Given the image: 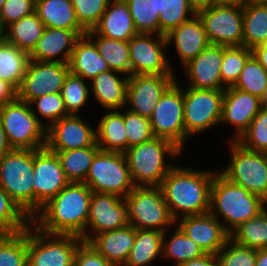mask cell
<instances>
[{"label":"cell","mask_w":267,"mask_h":266,"mask_svg":"<svg viewBox=\"0 0 267 266\" xmlns=\"http://www.w3.org/2000/svg\"><path fill=\"white\" fill-rule=\"evenodd\" d=\"M179 266H220L215 254L206 253L205 255L182 263Z\"/></svg>","instance_id":"obj_54"},{"label":"cell","mask_w":267,"mask_h":266,"mask_svg":"<svg viewBox=\"0 0 267 266\" xmlns=\"http://www.w3.org/2000/svg\"><path fill=\"white\" fill-rule=\"evenodd\" d=\"M246 3L267 4V0H246Z\"/></svg>","instance_id":"obj_60"},{"label":"cell","mask_w":267,"mask_h":266,"mask_svg":"<svg viewBox=\"0 0 267 266\" xmlns=\"http://www.w3.org/2000/svg\"><path fill=\"white\" fill-rule=\"evenodd\" d=\"M166 231L163 236V256L175 259V266L199 258L206 253L191 240L178 226L173 235L166 241Z\"/></svg>","instance_id":"obj_38"},{"label":"cell","mask_w":267,"mask_h":266,"mask_svg":"<svg viewBox=\"0 0 267 266\" xmlns=\"http://www.w3.org/2000/svg\"><path fill=\"white\" fill-rule=\"evenodd\" d=\"M177 80L164 92L150 116L154 137L173 142L181 150L188 136L184 127V92Z\"/></svg>","instance_id":"obj_12"},{"label":"cell","mask_w":267,"mask_h":266,"mask_svg":"<svg viewBox=\"0 0 267 266\" xmlns=\"http://www.w3.org/2000/svg\"><path fill=\"white\" fill-rule=\"evenodd\" d=\"M4 41V28L1 25L0 22V43Z\"/></svg>","instance_id":"obj_62"},{"label":"cell","mask_w":267,"mask_h":266,"mask_svg":"<svg viewBox=\"0 0 267 266\" xmlns=\"http://www.w3.org/2000/svg\"><path fill=\"white\" fill-rule=\"evenodd\" d=\"M252 55L267 70V40L253 48Z\"/></svg>","instance_id":"obj_55"},{"label":"cell","mask_w":267,"mask_h":266,"mask_svg":"<svg viewBox=\"0 0 267 266\" xmlns=\"http://www.w3.org/2000/svg\"><path fill=\"white\" fill-rule=\"evenodd\" d=\"M86 32V30L45 27L35 49L30 54V60L68 64L75 44ZM58 56H60L59 59Z\"/></svg>","instance_id":"obj_23"},{"label":"cell","mask_w":267,"mask_h":266,"mask_svg":"<svg viewBox=\"0 0 267 266\" xmlns=\"http://www.w3.org/2000/svg\"><path fill=\"white\" fill-rule=\"evenodd\" d=\"M124 123L127 135V149L154 137L148 117L127 110L126 112L124 111Z\"/></svg>","instance_id":"obj_50"},{"label":"cell","mask_w":267,"mask_h":266,"mask_svg":"<svg viewBox=\"0 0 267 266\" xmlns=\"http://www.w3.org/2000/svg\"><path fill=\"white\" fill-rule=\"evenodd\" d=\"M100 150L98 146L55 152L66 178L70 182H84L89 173L92 160Z\"/></svg>","instance_id":"obj_36"},{"label":"cell","mask_w":267,"mask_h":266,"mask_svg":"<svg viewBox=\"0 0 267 266\" xmlns=\"http://www.w3.org/2000/svg\"><path fill=\"white\" fill-rule=\"evenodd\" d=\"M44 29L45 26L42 20L34 12L6 27L4 29V40L30 55L41 38Z\"/></svg>","instance_id":"obj_31"},{"label":"cell","mask_w":267,"mask_h":266,"mask_svg":"<svg viewBox=\"0 0 267 266\" xmlns=\"http://www.w3.org/2000/svg\"><path fill=\"white\" fill-rule=\"evenodd\" d=\"M166 36L168 47L174 42L176 52L184 66L200 54L210 43L202 20L196 14L187 22L171 30Z\"/></svg>","instance_id":"obj_24"},{"label":"cell","mask_w":267,"mask_h":266,"mask_svg":"<svg viewBox=\"0 0 267 266\" xmlns=\"http://www.w3.org/2000/svg\"><path fill=\"white\" fill-rule=\"evenodd\" d=\"M230 239L251 249L267 248V207L234 230Z\"/></svg>","instance_id":"obj_37"},{"label":"cell","mask_w":267,"mask_h":266,"mask_svg":"<svg viewBox=\"0 0 267 266\" xmlns=\"http://www.w3.org/2000/svg\"><path fill=\"white\" fill-rule=\"evenodd\" d=\"M69 183L55 152L34 150L33 217Z\"/></svg>","instance_id":"obj_14"},{"label":"cell","mask_w":267,"mask_h":266,"mask_svg":"<svg viewBox=\"0 0 267 266\" xmlns=\"http://www.w3.org/2000/svg\"><path fill=\"white\" fill-rule=\"evenodd\" d=\"M182 150L170 140L153 137L125 152L135 186H160L174 164L165 163V155L178 156Z\"/></svg>","instance_id":"obj_4"},{"label":"cell","mask_w":267,"mask_h":266,"mask_svg":"<svg viewBox=\"0 0 267 266\" xmlns=\"http://www.w3.org/2000/svg\"><path fill=\"white\" fill-rule=\"evenodd\" d=\"M69 72V64L66 63L30 60L17 90V98L30 103L46 94L61 93Z\"/></svg>","instance_id":"obj_16"},{"label":"cell","mask_w":267,"mask_h":266,"mask_svg":"<svg viewBox=\"0 0 267 266\" xmlns=\"http://www.w3.org/2000/svg\"><path fill=\"white\" fill-rule=\"evenodd\" d=\"M176 81L174 75H131L127 88V110L150 118L164 92Z\"/></svg>","instance_id":"obj_19"},{"label":"cell","mask_w":267,"mask_h":266,"mask_svg":"<svg viewBox=\"0 0 267 266\" xmlns=\"http://www.w3.org/2000/svg\"><path fill=\"white\" fill-rule=\"evenodd\" d=\"M222 60L223 45L209 44L200 54L184 65L190 81L188 87L225 90L220 75Z\"/></svg>","instance_id":"obj_22"},{"label":"cell","mask_w":267,"mask_h":266,"mask_svg":"<svg viewBox=\"0 0 267 266\" xmlns=\"http://www.w3.org/2000/svg\"><path fill=\"white\" fill-rule=\"evenodd\" d=\"M68 64L70 72L84 80H92L101 72L110 70L95 42L87 34L82 35L75 44Z\"/></svg>","instance_id":"obj_28"},{"label":"cell","mask_w":267,"mask_h":266,"mask_svg":"<svg viewBox=\"0 0 267 266\" xmlns=\"http://www.w3.org/2000/svg\"><path fill=\"white\" fill-rule=\"evenodd\" d=\"M82 242L80 236L45 233L31 223L27 228V266H74Z\"/></svg>","instance_id":"obj_7"},{"label":"cell","mask_w":267,"mask_h":266,"mask_svg":"<svg viewBox=\"0 0 267 266\" xmlns=\"http://www.w3.org/2000/svg\"><path fill=\"white\" fill-rule=\"evenodd\" d=\"M30 55L5 40L0 43V79L18 90L26 73Z\"/></svg>","instance_id":"obj_35"},{"label":"cell","mask_w":267,"mask_h":266,"mask_svg":"<svg viewBox=\"0 0 267 266\" xmlns=\"http://www.w3.org/2000/svg\"><path fill=\"white\" fill-rule=\"evenodd\" d=\"M29 104L31 107L33 105H36L37 112L36 109H32V112L36 115L40 122L41 118L38 115L50 121L49 124H46V128L59 119L69 115L65 108L61 93L46 94L37 97L33 99Z\"/></svg>","instance_id":"obj_49"},{"label":"cell","mask_w":267,"mask_h":266,"mask_svg":"<svg viewBox=\"0 0 267 266\" xmlns=\"http://www.w3.org/2000/svg\"><path fill=\"white\" fill-rule=\"evenodd\" d=\"M262 105L263 107L267 108V86L265 87L264 95L262 98Z\"/></svg>","instance_id":"obj_61"},{"label":"cell","mask_w":267,"mask_h":266,"mask_svg":"<svg viewBox=\"0 0 267 266\" xmlns=\"http://www.w3.org/2000/svg\"><path fill=\"white\" fill-rule=\"evenodd\" d=\"M93 30L100 36L119 41H129L139 34L124 0H111Z\"/></svg>","instance_id":"obj_26"},{"label":"cell","mask_w":267,"mask_h":266,"mask_svg":"<svg viewBox=\"0 0 267 266\" xmlns=\"http://www.w3.org/2000/svg\"><path fill=\"white\" fill-rule=\"evenodd\" d=\"M210 44L243 46V4L215 3L197 9Z\"/></svg>","instance_id":"obj_11"},{"label":"cell","mask_w":267,"mask_h":266,"mask_svg":"<svg viewBox=\"0 0 267 266\" xmlns=\"http://www.w3.org/2000/svg\"><path fill=\"white\" fill-rule=\"evenodd\" d=\"M266 86L267 70L252 55L233 87L262 99Z\"/></svg>","instance_id":"obj_44"},{"label":"cell","mask_w":267,"mask_h":266,"mask_svg":"<svg viewBox=\"0 0 267 266\" xmlns=\"http://www.w3.org/2000/svg\"><path fill=\"white\" fill-rule=\"evenodd\" d=\"M267 206L260 196L250 193L245 188L236 185L218 171L214 175L211 186L209 212L219 219L222 216L225 230L231 234L244 222L256 217Z\"/></svg>","instance_id":"obj_3"},{"label":"cell","mask_w":267,"mask_h":266,"mask_svg":"<svg viewBox=\"0 0 267 266\" xmlns=\"http://www.w3.org/2000/svg\"><path fill=\"white\" fill-rule=\"evenodd\" d=\"M11 150L12 148L7 140L6 133L0 118V159Z\"/></svg>","instance_id":"obj_56"},{"label":"cell","mask_w":267,"mask_h":266,"mask_svg":"<svg viewBox=\"0 0 267 266\" xmlns=\"http://www.w3.org/2000/svg\"><path fill=\"white\" fill-rule=\"evenodd\" d=\"M98 193H110L125 198L135 187L124 153L99 150L92 160L84 181Z\"/></svg>","instance_id":"obj_9"},{"label":"cell","mask_w":267,"mask_h":266,"mask_svg":"<svg viewBox=\"0 0 267 266\" xmlns=\"http://www.w3.org/2000/svg\"><path fill=\"white\" fill-rule=\"evenodd\" d=\"M189 2L197 10V9L205 7V6H211L215 3H219V0H189Z\"/></svg>","instance_id":"obj_58"},{"label":"cell","mask_w":267,"mask_h":266,"mask_svg":"<svg viewBox=\"0 0 267 266\" xmlns=\"http://www.w3.org/2000/svg\"><path fill=\"white\" fill-rule=\"evenodd\" d=\"M97 146L96 130L80 116L69 114L46 130V147L53 152Z\"/></svg>","instance_id":"obj_18"},{"label":"cell","mask_w":267,"mask_h":266,"mask_svg":"<svg viewBox=\"0 0 267 266\" xmlns=\"http://www.w3.org/2000/svg\"><path fill=\"white\" fill-rule=\"evenodd\" d=\"M164 232L136 229L134 245L124 266H149L163 253Z\"/></svg>","instance_id":"obj_32"},{"label":"cell","mask_w":267,"mask_h":266,"mask_svg":"<svg viewBox=\"0 0 267 266\" xmlns=\"http://www.w3.org/2000/svg\"><path fill=\"white\" fill-rule=\"evenodd\" d=\"M4 2H5V0H0V11L2 9V6H3Z\"/></svg>","instance_id":"obj_63"},{"label":"cell","mask_w":267,"mask_h":266,"mask_svg":"<svg viewBox=\"0 0 267 266\" xmlns=\"http://www.w3.org/2000/svg\"><path fill=\"white\" fill-rule=\"evenodd\" d=\"M136 237V229L127 225L96 235L89 243L115 266H124Z\"/></svg>","instance_id":"obj_25"},{"label":"cell","mask_w":267,"mask_h":266,"mask_svg":"<svg viewBox=\"0 0 267 266\" xmlns=\"http://www.w3.org/2000/svg\"><path fill=\"white\" fill-rule=\"evenodd\" d=\"M267 40V4H243V46L253 49Z\"/></svg>","instance_id":"obj_34"},{"label":"cell","mask_w":267,"mask_h":266,"mask_svg":"<svg viewBox=\"0 0 267 266\" xmlns=\"http://www.w3.org/2000/svg\"><path fill=\"white\" fill-rule=\"evenodd\" d=\"M98 124L96 143L100 150L124 153L127 150L124 112L112 110L106 113Z\"/></svg>","instance_id":"obj_30"},{"label":"cell","mask_w":267,"mask_h":266,"mask_svg":"<svg viewBox=\"0 0 267 266\" xmlns=\"http://www.w3.org/2000/svg\"><path fill=\"white\" fill-rule=\"evenodd\" d=\"M129 206L130 225L135 229L165 232L175 224L160 186H135L124 198Z\"/></svg>","instance_id":"obj_10"},{"label":"cell","mask_w":267,"mask_h":266,"mask_svg":"<svg viewBox=\"0 0 267 266\" xmlns=\"http://www.w3.org/2000/svg\"><path fill=\"white\" fill-rule=\"evenodd\" d=\"M219 3H237V4H245L246 0H219Z\"/></svg>","instance_id":"obj_59"},{"label":"cell","mask_w":267,"mask_h":266,"mask_svg":"<svg viewBox=\"0 0 267 266\" xmlns=\"http://www.w3.org/2000/svg\"><path fill=\"white\" fill-rule=\"evenodd\" d=\"M177 223L178 227L205 253L217 254L230 239L220 219L210 212L201 215H187Z\"/></svg>","instance_id":"obj_20"},{"label":"cell","mask_w":267,"mask_h":266,"mask_svg":"<svg viewBox=\"0 0 267 266\" xmlns=\"http://www.w3.org/2000/svg\"><path fill=\"white\" fill-rule=\"evenodd\" d=\"M216 257L220 266H255L257 250L243 247L229 239Z\"/></svg>","instance_id":"obj_47"},{"label":"cell","mask_w":267,"mask_h":266,"mask_svg":"<svg viewBox=\"0 0 267 266\" xmlns=\"http://www.w3.org/2000/svg\"><path fill=\"white\" fill-rule=\"evenodd\" d=\"M74 266H115L109 263L90 243L82 242L75 253Z\"/></svg>","instance_id":"obj_52"},{"label":"cell","mask_w":267,"mask_h":266,"mask_svg":"<svg viewBox=\"0 0 267 266\" xmlns=\"http://www.w3.org/2000/svg\"><path fill=\"white\" fill-rule=\"evenodd\" d=\"M238 142L245 148L267 153V108L263 107L254 117L247 131Z\"/></svg>","instance_id":"obj_46"},{"label":"cell","mask_w":267,"mask_h":266,"mask_svg":"<svg viewBox=\"0 0 267 266\" xmlns=\"http://www.w3.org/2000/svg\"><path fill=\"white\" fill-rule=\"evenodd\" d=\"M123 75V78H120ZM91 92L102 107L120 110L126 105L129 77L116 71H105L91 80Z\"/></svg>","instance_id":"obj_27"},{"label":"cell","mask_w":267,"mask_h":266,"mask_svg":"<svg viewBox=\"0 0 267 266\" xmlns=\"http://www.w3.org/2000/svg\"><path fill=\"white\" fill-rule=\"evenodd\" d=\"M36 0H5L0 11V22L5 29L13 22L35 12Z\"/></svg>","instance_id":"obj_51"},{"label":"cell","mask_w":267,"mask_h":266,"mask_svg":"<svg viewBox=\"0 0 267 266\" xmlns=\"http://www.w3.org/2000/svg\"><path fill=\"white\" fill-rule=\"evenodd\" d=\"M159 13L160 35H167L171 30L194 17L197 10L189 0H159Z\"/></svg>","instance_id":"obj_40"},{"label":"cell","mask_w":267,"mask_h":266,"mask_svg":"<svg viewBox=\"0 0 267 266\" xmlns=\"http://www.w3.org/2000/svg\"><path fill=\"white\" fill-rule=\"evenodd\" d=\"M0 266H27V229L0 234Z\"/></svg>","instance_id":"obj_43"},{"label":"cell","mask_w":267,"mask_h":266,"mask_svg":"<svg viewBox=\"0 0 267 266\" xmlns=\"http://www.w3.org/2000/svg\"><path fill=\"white\" fill-rule=\"evenodd\" d=\"M156 36L139 33L129 40L131 75H174L165 56L166 36Z\"/></svg>","instance_id":"obj_17"},{"label":"cell","mask_w":267,"mask_h":266,"mask_svg":"<svg viewBox=\"0 0 267 266\" xmlns=\"http://www.w3.org/2000/svg\"><path fill=\"white\" fill-rule=\"evenodd\" d=\"M34 150L12 149L0 159V187L33 218Z\"/></svg>","instance_id":"obj_5"},{"label":"cell","mask_w":267,"mask_h":266,"mask_svg":"<svg viewBox=\"0 0 267 266\" xmlns=\"http://www.w3.org/2000/svg\"><path fill=\"white\" fill-rule=\"evenodd\" d=\"M173 166L160 188L172 217L201 215L210 210L211 186L216 171ZM179 212V213H178Z\"/></svg>","instance_id":"obj_2"},{"label":"cell","mask_w":267,"mask_h":266,"mask_svg":"<svg viewBox=\"0 0 267 266\" xmlns=\"http://www.w3.org/2000/svg\"><path fill=\"white\" fill-rule=\"evenodd\" d=\"M252 50L245 46H223V60L220 68L222 86L226 89L238 81Z\"/></svg>","instance_id":"obj_42"},{"label":"cell","mask_w":267,"mask_h":266,"mask_svg":"<svg viewBox=\"0 0 267 266\" xmlns=\"http://www.w3.org/2000/svg\"><path fill=\"white\" fill-rule=\"evenodd\" d=\"M91 93L81 76L68 73L64 85L61 90V95L64 100V105L68 114L77 115L88 99Z\"/></svg>","instance_id":"obj_45"},{"label":"cell","mask_w":267,"mask_h":266,"mask_svg":"<svg viewBox=\"0 0 267 266\" xmlns=\"http://www.w3.org/2000/svg\"><path fill=\"white\" fill-rule=\"evenodd\" d=\"M35 12L45 27L85 30L76 18L71 0H36Z\"/></svg>","instance_id":"obj_29"},{"label":"cell","mask_w":267,"mask_h":266,"mask_svg":"<svg viewBox=\"0 0 267 266\" xmlns=\"http://www.w3.org/2000/svg\"><path fill=\"white\" fill-rule=\"evenodd\" d=\"M184 92V127L189 137L220 124L224 90L195 89Z\"/></svg>","instance_id":"obj_13"},{"label":"cell","mask_w":267,"mask_h":266,"mask_svg":"<svg viewBox=\"0 0 267 266\" xmlns=\"http://www.w3.org/2000/svg\"><path fill=\"white\" fill-rule=\"evenodd\" d=\"M0 118L12 149L37 150L46 146V125L38 120L28 102L16 98L0 106Z\"/></svg>","instance_id":"obj_6"},{"label":"cell","mask_w":267,"mask_h":266,"mask_svg":"<svg viewBox=\"0 0 267 266\" xmlns=\"http://www.w3.org/2000/svg\"><path fill=\"white\" fill-rule=\"evenodd\" d=\"M86 34L95 42L99 54L107 62L110 70L131 76L129 41L100 36L93 29L87 31Z\"/></svg>","instance_id":"obj_33"},{"label":"cell","mask_w":267,"mask_h":266,"mask_svg":"<svg viewBox=\"0 0 267 266\" xmlns=\"http://www.w3.org/2000/svg\"><path fill=\"white\" fill-rule=\"evenodd\" d=\"M262 108V99L259 97L233 86L228 87L224 90L220 123L232 124L237 132L231 140L238 141Z\"/></svg>","instance_id":"obj_21"},{"label":"cell","mask_w":267,"mask_h":266,"mask_svg":"<svg viewBox=\"0 0 267 266\" xmlns=\"http://www.w3.org/2000/svg\"><path fill=\"white\" fill-rule=\"evenodd\" d=\"M138 33L160 35L159 0H124Z\"/></svg>","instance_id":"obj_39"},{"label":"cell","mask_w":267,"mask_h":266,"mask_svg":"<svg viewBox=\"0 0 267 266\" xmlns=\"http://www.w3.org/2000/svg\"><path fill=\"white\" fill-rule=\"evenodd\" d=\"M32 219L0 187V234H13L26 230Z\"/></svg>","instance_id":"obj_41"},{"label":"cell","mask_w":267,"mask_h":266,"mask_svg":"<svg viewBox=\"0 0 267 266\" xmlns=\"http://www.w3.org/2000/svg\"><path fill=\"white\" fill-rule=\"evenodd\" d=\"M92 190L84 182H70L32 218L49 234L81 236L87 226Z\"/></svg>","instance_id":"obj_1"},{"label":"cell","mask_w":267,"mask_h":266,"mask_svg":"<svg viewBox=\"0 0 267 266\" xmlns=\"http://www.w3.org/2000/svg\"><path fill=\"white\" fill-rule=\"evenodd\" d=\"M17 98V90L8 82L0 79V106Z\"/></svg>","instance_id":"obj_53"},{"label":"cell","mask_w":267,"mask_h":266,"mask_svg":"<svg viewBox=\"0 0 267 266\" xmlns=\"http://www.w3.org/2000/svg\"><path fill=\"white\" fill-rule=\"evenodd\" d=\"M127 225H130V213L124 198L110 193L92 192L86 230L80 237L83 242L89 243L100 233ZM88 228L94 234L91 235Z\"/></svg>","instance_id":"obj_15"},{"label":"cell","mask_w":267,"mask_h":266,"mask_svg":"<svg viewBox=\"0 0 267 266\" xmlns=\"http://www.w3.org/2000/svg\"><path fill=\"white\" fill-rule=\"evenodd\" d=\"M229 143L231 161L226 169L218 172L267 202V153L249 150L236 140Z\"/></svg>","instance_id":"obj_8"},{"label":"cell","mask_w":267,"mask_h":266,"mask_svg":"<svg viewBox=\"0 0 267 266\" xmlns=\"http://www.w3.org/2000/svg\"><path fill=\"white\" fill-rule=\"evenodd\" d=\"M111 0H71L79 24L92 30L100 21Z\"/></svg>","instance_id":"obj_48"},{"label":"cell","mask_w":267,"mask_h":266,"mask_svg":"<svg viewBox=\"0 0 267 266\" xmlns=\"http://www.w3.org/2000/svg\"><path fill=\"white\" fill-rule=\"evenodd\" d=\"M255 266H267V248L257 250Z\"/></svg>","instance_id":"obj_57"}]
</instances>
